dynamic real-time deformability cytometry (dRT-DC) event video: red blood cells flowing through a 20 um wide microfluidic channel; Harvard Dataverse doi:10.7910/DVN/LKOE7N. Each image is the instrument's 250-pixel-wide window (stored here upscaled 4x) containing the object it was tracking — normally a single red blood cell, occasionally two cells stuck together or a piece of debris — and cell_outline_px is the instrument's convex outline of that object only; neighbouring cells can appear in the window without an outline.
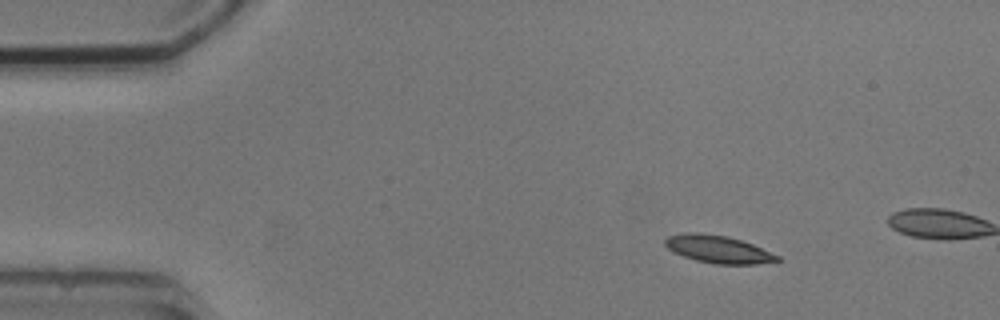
{"species": "common noctule bat (a hibernating species)", "species_latin": "Nyctalus noctula", "temperature_condition": "cold", "stored_images_in_passage": 3, "camera_frame_rate_fps": 3000, "um_per_image_px": 0.085, "animal": {"sex": "male", "body_mass_g": 20.5, "forearm_length_mm": 52.5}, "frame": {"image": 1, "passage_image": 2, "time_ms": 1.0, "image_size_px": [1000, 320], "cell_outline_px": [[780, 260], [756, 264], [716, 264], [696, 260], [684, 256], [668, 248], [664, 244], [664, 240], [668, 236], [684, 232], [700, 232], [728, 236], [752, 244], [780, 256]], "centroid_in_image_um": [61.03, 21.17], "position_along_channel_um": 24.0, "area_um2": 17.92}}